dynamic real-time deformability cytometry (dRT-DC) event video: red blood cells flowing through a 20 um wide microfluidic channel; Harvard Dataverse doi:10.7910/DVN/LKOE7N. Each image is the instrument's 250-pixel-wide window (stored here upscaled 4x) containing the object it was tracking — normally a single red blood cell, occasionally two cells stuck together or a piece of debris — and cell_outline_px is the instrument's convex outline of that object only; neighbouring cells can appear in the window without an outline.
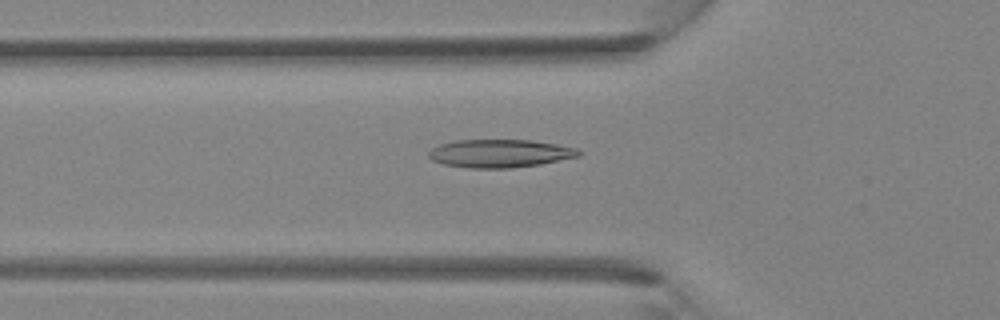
{"species": "Egyptian fruit bat (a non-hibernating species)", "species_latin": "Rousettus aegyptiacus", "temperature_condition": "room temperature", "stored_images_in_passage": 40, "camera_frame_rate_fps": 3000, "um_per_image_px": 0.085, "animal": {"sex": "female"}, "frame": {"image": 1, "passage_image": 14, "time_ms": 4.333, "image_size_px": [1000, 320], "cell_outline_px": [[580, 156], [540, 164], [508, 168], [468, 168], [444, 164], [432, 160], [428, 156], [428, 152], [432, 148], [440, 144], [456, 140], [532, 140], [556, 144], [576, 148], [580, 152]], "centroid_in_image_um": [42.47, 13.04], "position_along_channel_um": 83.3, "area_um2": 24.45}}
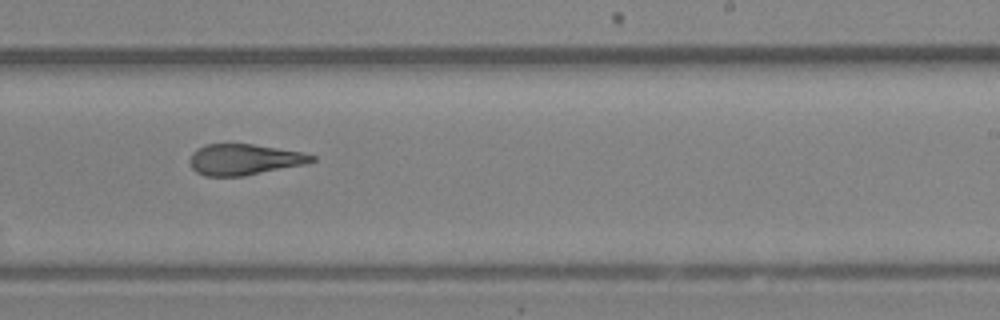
{"frame": {"image": 2, "passage_image": 25, "time_ms": 8.0, "image_size_px": [1000, 320], "cell_outline_px": [[316, 160], [308, 164], [244, 176], [204, 176], [196, 172], [192, 168], [188, 160], [192, 152], [196, 148], [204, 144], [252, 144], [304, 152], [316, 156]], "centroid_in_image_um": [20.77, 13.56], "position_along_channel_um": 268.2, "area_um2": 22.37}}
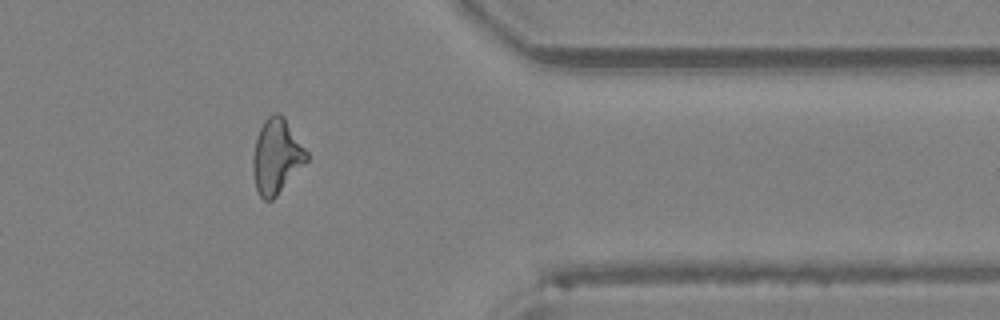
{"frame": {"image": 3, "passage_image": 33, "time_ms": 10.667, "image_size_px": [1000, 320], "cell_outline_px": [[308, 160], [276, 196], [272, 200], [264, 200], [260, 196], [256, 188], [252, 172], [252, 156], [256, 140], [260, 128], [264, 120], [272, 112], [280, 112], [284, 116], [308, 152]], "centroid_in_image_um": [23.49, 13.26], "position_along_channel_um": 387.9, "area_um2": 23.47}}